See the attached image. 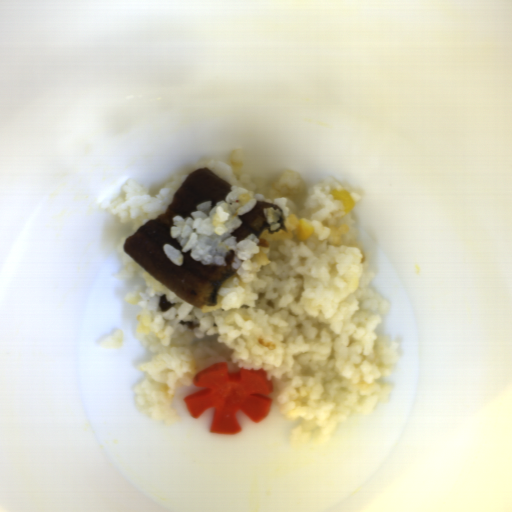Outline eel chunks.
Wrapping results in <instances>:
<instances>
[{
    "label": "eel chunks",
    "instance_id": "eel-chunks-1",
    "mask_svg": "<svg viewBox=\"0 0 512 512\" xmlns=\"http://www.w3.org/2000/svg\"><path fill=\"white\" fill-rule=\"evenodd\" d=\"M232 184L213 174L208 168L191 172L173 194L165 213L149 219L124 241L122 251L153 276L180 300L197 308L215 306L218 289L237 274L233 264V250H229L224 265L204 264L192 258L190 250L182 251L179 240L172 238L170 229L176 216L190 217L202 203L214 207L231 193ZM183 254L182 265L177 266L164 254V244Z\"/></svg>",
    "mask_w": 512,
    "mask_h": 512
},
{
    "label": "eel chunks",
    "instance_id": "eel-chunks-2",
    "mask_svg": "<svg viewBox=\"0 0 512 512\" xmlns=\"http://www.w3.org/2000/svg\"><path fill=\"white\" fill-rule=\"evenodd\" d=\"M270 207L274 209H278L282 211L279 206L276 204L267 202V201H257L256 205L246 212L244 215H238V219L241 221V226L236 228L231 232L230 235H233L236 238L237 242H240L248 235H254L257 238H260L263 231L267 230L270 234L276 233L279 231H288L285 226L284 218L277 219L278 224H280L279 230H272L271 224L268 223L267 217L263 213V209H269Z\"/></svg>",
    "mask_w": 512,
    "mask_h": 512
},
{
    "label": "eel chunks",
    "instance_id": "eel-chunks-3",
    "mask_svg": "<svg viewBox=\"0 0 512 512\" xmlns=\"http://www.w3.org/2000/svg\"><path fill=\"white\" fill-rule=\"evenodd\" d=\"M166 296H167V294H165V295H161V296L159 297V306H160L161 311H163V312H166V311H167V310H169L172 306H174V303L169 302V301L166 299Z\"/></svg>",
    "mask_w": 512,
    "mask_h": 512
},
{
    "label": "eel chunks",
    "instance_id": "eel-chunks-4",
    "mask_svg": "<svg viewBox=\"0 0 512 512\" xmlns=\"http://www.w3.org/2000/svg\"><path fill=\"white\" fill-rule=\"evenodd\" d=\"M179 324L182 325V326H187L189 328V330H193L195 328L200 327L199 323L198 324H193L192 321H182V320H180Z\"/></svg>",
    "mask_w": 512,
    "mask_h": 512
}]
</instances>
